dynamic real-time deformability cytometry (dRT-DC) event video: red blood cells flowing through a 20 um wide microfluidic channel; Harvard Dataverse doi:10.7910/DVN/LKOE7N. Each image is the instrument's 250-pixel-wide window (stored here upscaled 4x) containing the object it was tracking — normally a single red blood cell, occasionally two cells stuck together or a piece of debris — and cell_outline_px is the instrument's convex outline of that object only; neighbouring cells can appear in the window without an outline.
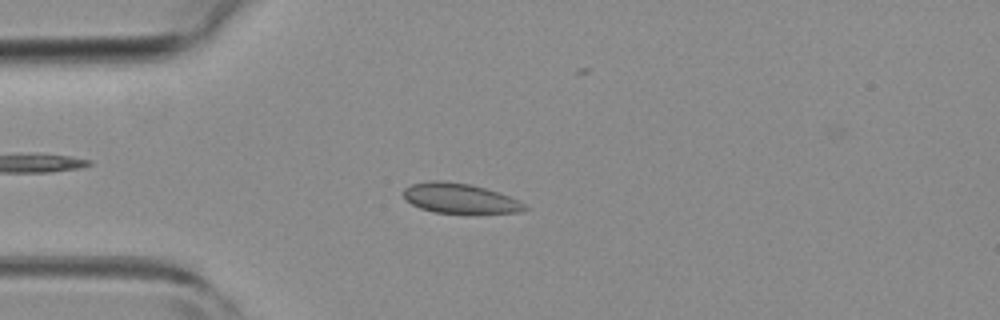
{"species": "common noctule bat (a hibernating species)", "species_latin": "Nyctalus noctula", "temperature_condition": "room temperature", "stored_images_in_passage": 46, "camera_frame_rate_fps": 3000, "um_per_image_px": 0.085, "animal": {"sex": "female", "body_mass_g": 19.3, "forearm_length_mm": 54.1}, "frame": {"image": 1, "passage_image": 11, "time_ms": 3.333, "image_size_px": [1000, 320], "cell_outline_px": [[528, 208], [520, 212], [432, 212], [420, 208], [412, 204], [404, 196], [404, 188], [412, 184], [428, 180], [444, 180], [468, 184], [484, 188], [508, 196], [524, 204]], "centroid_in_image_um": [39.02, 16.84], "position_along_channel_um": 46.0, "area_um2": 20.58}}
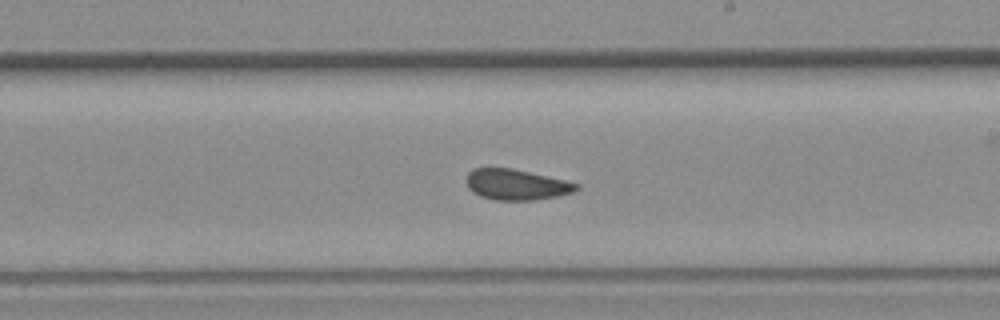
{"frame": {"image": 2, "passage_image": 26, "time_ms": 8.333, "image_size_px": [1000, 320], "cell_outline_px": [[580, 188], [576, 192], [560, 196], [532, 200], [492, 200], [480, 196], [472, 192], [468, 188], [464, 180], [468, 172], [472, 168], [512, 168], [564, 180], [580, 184]], "centroid_in_image_um": [43.87, 15.7], "position_along_channel_um": 245.1, "area_um2": 20.0}}
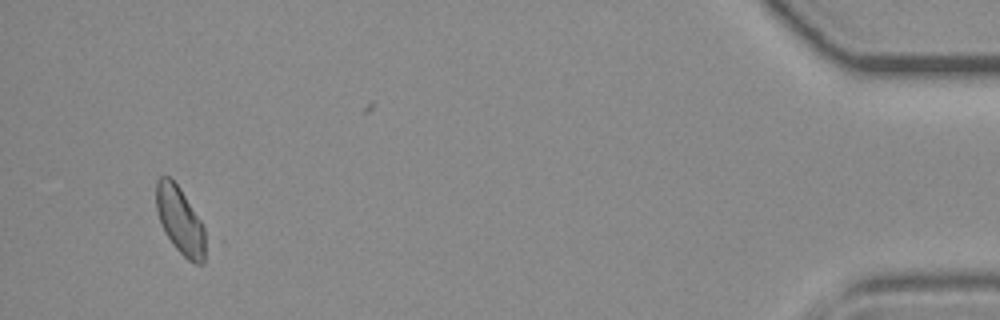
{"frame": {"image": 3, "passage_image": 44, "time_ms": 14.333, "image_size_px": [1000, 320], "cell_outline_px": [[204, 264], [196, 264], [188, 260], [172, 244], [164, 232], [156, 208], [156, 180], [160, 176], [168, 176], [180, 188], [200, 220], [204, 228]], "centroid_in_image_um": [15.28, 18.74], "position_along_channel_um": 419.9, "area_um2": 18.96}}